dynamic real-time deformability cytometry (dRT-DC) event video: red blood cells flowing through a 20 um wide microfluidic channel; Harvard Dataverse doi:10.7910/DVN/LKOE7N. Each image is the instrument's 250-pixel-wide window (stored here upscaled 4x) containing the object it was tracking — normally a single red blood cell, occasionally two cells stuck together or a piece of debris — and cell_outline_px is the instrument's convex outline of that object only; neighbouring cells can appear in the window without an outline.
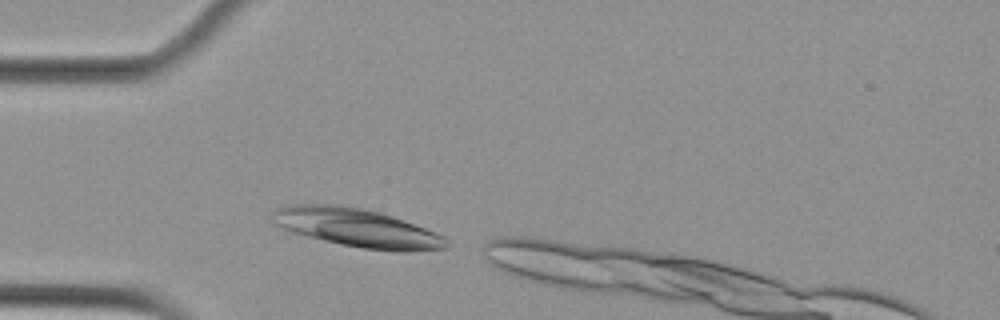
{"species": "Egyptian fruit bat (a non-hibernating species)", "species_latin": "Rousettus aegyptiacus", "temperature_condition": "cold", "stored_images_in_passage": 4, "camera_frame_rate_fps": 3000, "um_per_image_px": 0.085, "animal": {"sex": "female"}, "frame": {"image": 1, "passage_image": 1, "time_ms": 0.0, "image_size_px": [1000, 320], "cell_outline_px": [[452, 244], [448, 248], [408, 252], [400, 252], [364, 248], [324, 240], [292, 232], [280, 228], [276, 224], [272, 212], [276, 208], [288, 204], [340, 204], [360, 208], [392, 216], [404, 220], [436, 232], [444, 236]], "centroid_in_image_um": [30.39, 19.36], "position_along_channel_um": 54.6, "area_um2": 38.9}}